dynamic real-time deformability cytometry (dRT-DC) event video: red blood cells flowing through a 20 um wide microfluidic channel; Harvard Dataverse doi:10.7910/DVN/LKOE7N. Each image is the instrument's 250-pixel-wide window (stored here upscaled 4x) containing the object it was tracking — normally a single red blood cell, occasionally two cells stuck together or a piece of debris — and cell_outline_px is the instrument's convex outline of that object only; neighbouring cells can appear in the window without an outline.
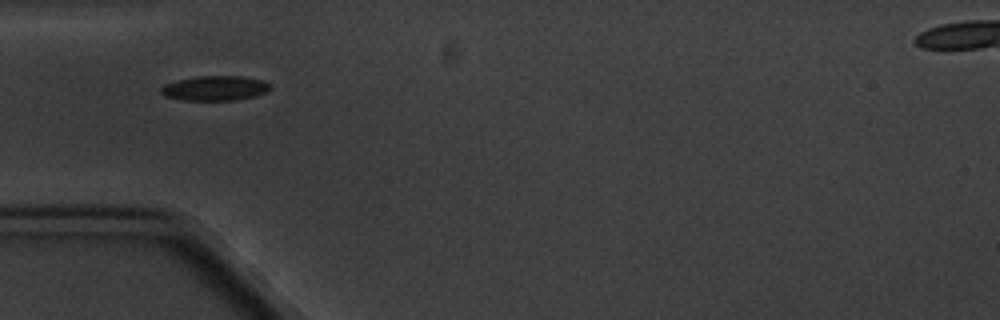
{"species": "common noctule bat (a hibernating species)", "species_latin": "Nyctalus noctula", "temperature_condition": "cold", "stored_images_in_passage": 7, "segment_of_instrument_passage": [2, 2], "camera_frame_rate_fps": 3000, "um_per_image_px": 0.085, "animal": {"sex": "male", "body_mass_g": 20.1, "forearm_length_mm": 53.5}, "frame": {"image": 1, "passage_image": 6, "time_ms": 6.0, "image_size_px": [1000, 320], "cell_outline_px": [[272, 88], [256, 96], [236, 100], [184, 100], [164, 96], [160, 92], [160, 88], [164, 84], [196, 76], [244, 76], [260, 80], [272, 84]], "centroid_in_image_um": [18.28, 7.5], "position_along_channel_um": 66.7, "area_um2": 15.78}}